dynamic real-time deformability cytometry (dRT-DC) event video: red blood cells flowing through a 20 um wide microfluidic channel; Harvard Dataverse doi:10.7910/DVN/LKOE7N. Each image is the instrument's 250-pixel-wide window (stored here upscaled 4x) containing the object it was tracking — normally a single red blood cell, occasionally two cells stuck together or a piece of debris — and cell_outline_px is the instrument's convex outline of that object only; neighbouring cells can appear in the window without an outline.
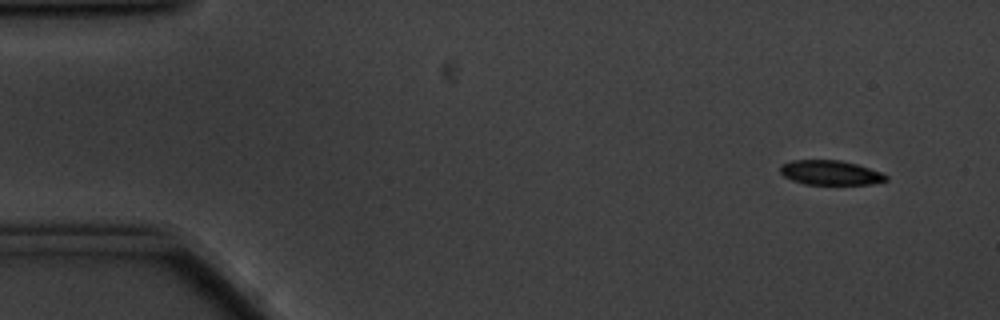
{"species": "common noctule bat (a hibernating species)", "species_latin": "Nyctalus noctula", "temperature_condition": "cold", "stored_images_in_passage": 55, "segment_of_instrument_passage": [1, 2], "camera_frame_rate_fps": 3000, "um_per_image_px": 0.085, "animal": {"sex": "male", "body_mass_g": 20.1, "forearm_length_mm": 53.5}, "frame": {"image": 1, "passage_image": 1, "time_ms": 0.0, "image_size_px": [1000, 320], "cell_outline_px": [[888, 180], [872, 184], [804, 184], [792, 180], [784, 176], [780, 172], [780, 164], [792, 160], [840, 160], [856, 164], [880, 172], [888, 176]], "centroid_in_image_um": [70.56, 14.67], "position_along_channel_um": 14.4, "area_um2": 15.09}}
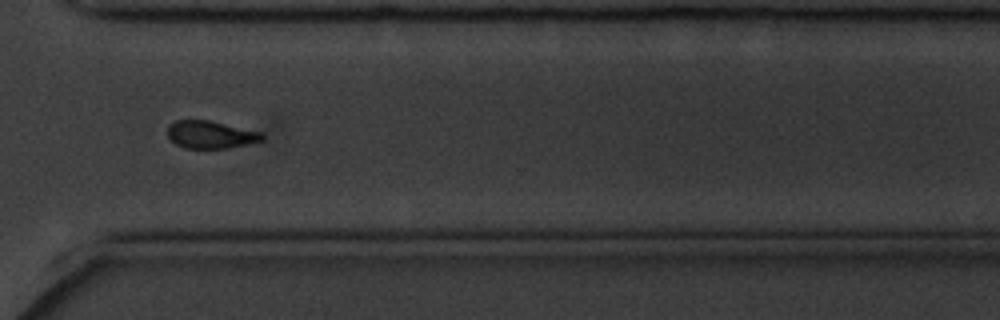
{"frame": {"image": 2, "passage_image": 39, "time_ms": 12.667, "image_size_px": [1000, 320], "cell_outline_px": [[264, 140], [224, 148], [184, 148], [176, 144], [168, 136], [168, 124], [176, 120], [208, 120], [260, 132], [264, 136]], "centroid_in_image_um": [17.85, 11.43], "position_along_channel_um": 352.7, "area_um2": 14.91}}
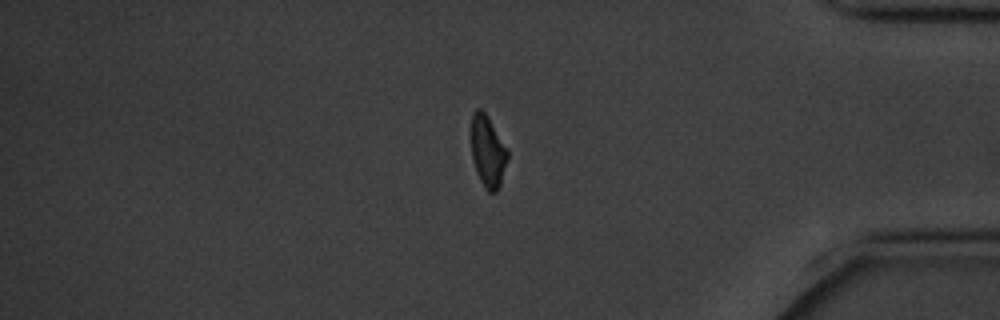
{"frame": {"image": 3, "passage_image": 45, "time_ms": 14.667, "image_size_px": [1000, 320], "cell_outline_px": [[508, 160], [500, 184], [496, 192], [488, 192], [484, 188], [476, 172], [472, 156], [472, 112], [476, 108], [480, 108], [488, 116], [508, 148]], "centroid_in_image_um": [41.48, 12.86], "position_along_channel_um": 393.7, "area_um2": 15.26}}